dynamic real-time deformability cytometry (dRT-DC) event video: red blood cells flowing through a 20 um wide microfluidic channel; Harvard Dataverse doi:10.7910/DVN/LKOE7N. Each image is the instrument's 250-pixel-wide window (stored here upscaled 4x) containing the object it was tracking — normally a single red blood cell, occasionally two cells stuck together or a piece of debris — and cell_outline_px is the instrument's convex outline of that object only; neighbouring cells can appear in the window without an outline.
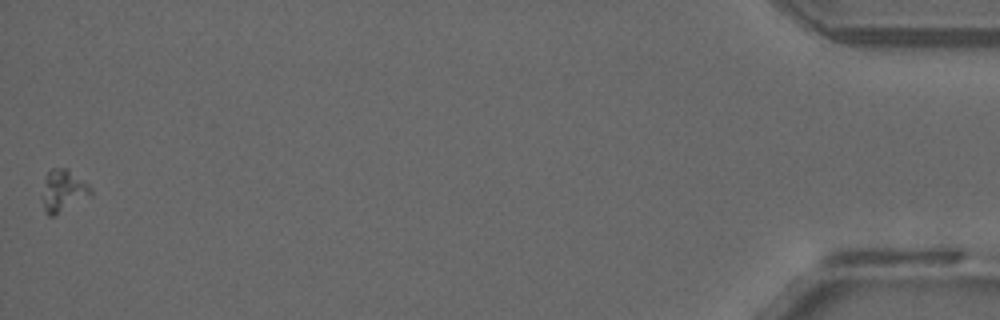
{"species": "common noctule bat (a hibernating species)", "species_latin": "Nyctalus noctula", "temperature_condition": "warm", "stored_images_in_passage": 42, "camera_frame_rate_fps": 3000, "um_per_image_px": 0.085, "animal": {"sex": "male", "forearm_length_mm": 52.5}, "frame": {"image": 1, "passage_image": 42, "time_ms": 13.667, "image_size_px": [1000, 320], "cell_outline_px": [[92, 196], [56, 216], [48, 216], [44, 208], [40, 196], [48, 172], [52, 168], [68, 168], [88, 184], [92, 188]], "centroid_in_image_um": [5.39, 16.25], "position_along_channel_um": 429.8, "area_um2": 12.25}}